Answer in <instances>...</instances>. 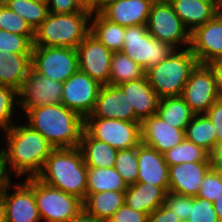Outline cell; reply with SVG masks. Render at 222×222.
Instances as JSON below:
<instances>
[{
    "instance_id": "6da1fadb",
    "label": "cell",
    "mask_w": 222,
    "mask_h": 222,
    "mask_svg": "<svg viewBox=\"0 0 222 222\" xmlns=\"http://www.w3.org/2000/svg\"><path fill=\"white\" fill-rule=\"evenodd\" d=\"M5 131L8 146L7 149L0 151V161L6 177L10 179L8 175L10 170L16 172L18 176L29 173V178L36 177L41 172L47 157L55 149L54 146L29 125L16 124ZM6 166H10V169L8 170Z\"/></svg>"
},
{
    "instance_id": "7a4b0ae2",
    "label": "cell",
    "mask_w": 222,
    "mask_h": 222,
    "mask_svg": "<svg viewBox=\"0 0 222 222\" xmlns=\"http://www.w3.org/2000/svg\"><path fill=\"white\" fill-rule=\"evenodd\" d=\"M28 125L38 131L54 148L79 147L85 119L63 104L28 109Z\"/></svg>"
},
{
    "instance_id": "3957f363",
    "label": "cell",
    "mask_w": 222,
    "mask_h": 222,
    "mask_svg": "<svg viewBox=\"0 0 222 222\" xmlns=\"http://www.w3.org/2000/svg\"><path fill=\"white\" fill-rule=\"evenodd\" d=\"M36 178L82 201L86 198L87 166L79 147L55 148Z\"/></svg>"
},
{
    "instance_id": "277c9868",
    "label": "cell",
    "mask_w": 222,
    "mask_h": 222,
    "mask_svg": "<svg viewBox=\"0 0 222 222\" xmlns=\"http://www.w3.org/2000/svg\"><path fill=\"white\" fill-rule=\"evenodd\" d=\"M92 15L94 14L89 7L84 11L69 14L49 12L47 18L35 30L33 46L77 49L90 33V26H87V23Z\"/></svg>"
},
{
    "instance_id": "5b68a950",
    "label": "cell",
    "mask_w": 222,
    "mask_h": 222,
    "mask_svg": "<svg viewBox=\"0 0 222 222\" xmlns=\"http://www.w3.org/2000/svg\"><path fill=\"white\" fill-rule=\"evenodd\" d=\"M198 64L197 58L189 47L182 52L175 49L159 64L148 69L145 74L159 98L181 96L190 74Z\"/></svg>"
},
{
    "instance_id": "8992f818",
    "label": "cell",
    "mask_w": 222,
    "mask_h": 222,
    "mask_svg": "<svg viewBox=\"0 0 222 222\" xmlns=\"http://www.w3.org/2000/svg\"><path fill=\"white\" fill-rule=\"evenodd\" d=\"M175 48L155 39L148 33L146 25L125 28L122 52L146 72L168 57Z\"/></svg>"
},
{
    "instance_id": "52a82bcc",
    "label": "cell",
    "mask_w": 222,
    "mask_h": 222,
    "mask_svg": "<svg viewBox=\"0 0 222 222\" xmlns=\"http://www.w3.org/2000/svg\"><path fill=\"white\" fill-rule=\"evenodd\" d=\"M79 69L77 49L70 47L33 46L31 70L64 83Z\"/></svg>"
},
{
    "instance_id": "ba28073f",
    "label": "cell",
    "mask_w": 222,
    "mask_h": 222,
    "mask_svg": "<svg viewBox=\"0 0 222 222\" xmlns=\"http://www.w3.org/2000/svg\"><path fill=\"white\" fill-rule=\"evenodd\" d=\"M33 192L40 219L47 222H67L83 209L76 196L44 184L33 177Z\"/></svg>"
},
{
    "instance_id": "9c48e42d",
    "label": "cell",
    "mask_w": 222,
    "mask_h": 222,
    "mask_svg": "<svg viewBox=\"0 0 222 222\" xmlns=\"http://www.w3.org/2000/svg\"><path fill=\"white\" fill-rule=\"evenodd\" d=\"M146 27L155 39L170 44L173 48L178 43L190 45V32L168 0H155L152 3Z\"/></svg>"
},
{
    "instance_id": "30bf717a",
    "label": "cell",
    "mask_w": 222,
    "mask_h": 222,
    "mask_svg": "<svg viewBox=\"0 0 222 222\" xmlns=\"http://www.w3.org/2000/svg\"><path fill=\"white\" fill-rule=\"evenodd\" d=\"M141 122L118 119L85 118V130L97 140L117 150L130 149L141 143Z\"/></svg>"
},
{
    "instance_id": "8fae6325",
    "label": "cell",
    "mask_w": 222,
    "mask_h": 222,
    "mask_svg": "<svg viewBox=\"0 0 222 222\" xmlns=\"http://www.w3.org/2000/svg\"><path fill=\"white\" fill-rule=\"evenodd\" d=\"M101 86L78 69L63 83L61 104L85 119L94 109Z\"/></svg>"
},
{
    "instance_id": "7c38bea8",
    "label": "cell",
    "mask_w": 222,
    "mask_h": 222,
    "mask_svg": "<svg viewBox=\"0 0 222 222\" xmlns=\"http://www.w3.org/2000/svg\"><path fill=\"white\" fill-rule=\"evenodd\" d=\"M181 97L195 114H205L220 99L214 74L207 64H198L192 71Z\"/></svg>"
},
{
    "instance_id": "4fadbf2b",
    "label": "cell",
    "mask_w": 222,
    "mask_h": 222,
    "mask_svg": "<svg viewBox=\"0 0 222 222\" xmlns=\"http://www.w3.org/2000/svg\"><path fill=\"white\" fill-rule=\"evenodd\" d=\"M79 70L100 85H108L113 51L89 33L77 46Z\"/></svg>"
},
{
    "instance_id": "5bb4252c",
    "label": "cell",
    "mask_w": 222,
    "mask_h": 222,
    "mask_svg": "<svg viewBox=\"0 0 222 222\" xmlns=\"http://www.w3.org/2000/svg\"><path fill=\"white\" fill-rule=\"evenodd\" d=\"M63 83L39 75L32 70L26 77L24 85L18 91L23 97L17 103L25 112L34 107L61 104Z\"/></svg>"
},
{
    "instance_id": "9a60e30c",
    "label": "cell",
    "mask_w": 222,
    "mask_h": 222,
    "mask_svg": "<svg viewBox=\"0 0 222 222\" xmlns=\"http://www.w3.org/2000/svg\"><path fill=\"white\" fill-rule=\"evenodd\" d=\"M189 48L199 64L222 59V11L190 33Z\"/></svg>"
},
{
    "instance_id": "2e32d148",
    "label": "cell",
    "mask_w": 222,
    "mask_h": 222,
    "mask_svg": "<svg viewBox=\"0 0 222 222\" xmlns=\"http://www.w3.org/2000/svg\"><path fill=\"white\" fill-rule=\"evenodd\" d=\"M86 118L118 119L129 122H141L126 94L111 84L102 85L92 113Z\"/></svg>"
},
{
    "instance_id": "e0dca14e",
    "label": "cell",
    "mask_w": 222,
    "mask_h": 222,
    "mask_svg": "<svg viewBox=\"0 0 222 222\" xmlns=\"http://www.w3.org/2000/svg\"><path fill=\"white\" fill-rule=\"evenodd\" d=\"M10 179L6 181L2 192L6 203V222H38L40 219L33 192V177H27L22 185H15V193L10 196L7 189Z\"/></svg>"
},
{
    "instance_id": "ac0fdd59",
    "label": "cell",
    "mask_w": 222,
    "mask_h": 222,
    "mask_svg": "<svg viewBox=\"0 0 222 222\" xmlns=\"http://www.w3.org/2000/svg\"><path fill=\"white\" fill-rule=\"evenodd\" d=\"M140 130L141 142L164 154L183 141L186 129L172 127L154 114L141 122Z\"/></svg>"
},
{
    "instance_id": "d6986e66",
    "label": "cell",
    "mask_w": 222,
    "mask_h": 222,
    "mask_svg": "<svg viewBox=\"0 0 222 222\" xmlns=\"http://www.w3.org/2000/svg\"><path fill=\"white\" fill-rule=\"evenodd\" d=\"M210 169V162H187L169 166L168 192L197 196L204 176Z\"/></svg>"
},
{
    "instance_id": "ffe728a7",
    "label": "cell",
    "mask_w": 222,
    "mask_h": 222,
    "mask_svg": "<svg viewBox=\"0 0 222 222\" xmlns=\"http://www.w3.org/2000/svg\"><path fill=\"white\" fill-rule=\"evenodd\" d=\"M137 157L139 166L137 182L151 183L168 192L169 166L163 154L141 142L137 146Z\"/></svg>"
},
{
    "instance_id": "44dd1931",
    "label": "cell",
    "mask_w": 222,
    "mask_h": 222,
    "mask_svg": "<svg viewBox=\"0 0 222 222\" xmlns=\"http://www.w3.org/2000/svg\"><path fill=\"white\" fill-rule=\"evenodd\" d=\"M118 87L128 97L136 117L141 122L156 114L160 98L149 84L146 74L142 78L127 81Z\"/></svg>"
},
{
    "instance_id": "7402d4cb",
    "label": "cell",
    "mask_w": 222,
    "mask_h": 222,
    "mask_svg": "<svg viewBox=\"0 0 222 222\" xmlns=\"http://www.w3.org/2000/svg\"><path fill=\"white\" fill-rule=\"evenodd\" d=\"M155 0H121L107 6L101 14L122 27L146 25Z\"/></svg>"
},
{
    "instance_id": "603a6c76",
    "label": "cell",
    "mask_w": 222,
    "mask_h": 222,
    "mask_svg": "<svg viewBox=\"0 0 222 222\" xmlns=\"http://www.w3.org/2000/svg\"><path fill=\"white\" fill-rule=\"evenodd\" d=\"M174 12L179 16L189 32L212 20L220 11V2H204L201 0H168Z\"/></svg>"
},
{
    "instance_id": "cb8c5ba5",
    "label": "cell",
    "mask_w": 222,
    "mask_h": 222,
    "mask_svg": "<svg viewBox=\"0 0 222 222\" xmlns=\"http://www.w3.org/2000/svg\"><path fill=\"white\" fill-rule=\"evenodd\" d=\"M167 192L160 186L151 183L136 182L125 191V204L133 210L152 213L164 204Z\"/></svg>"
},
{
    "instance_id": "d4e9b609",
    "label": "cell",
    "mask_w": 222,
    "mask_h": 222,
    "mask_svg": "<svg viewBox=\"0 0 222 222\" xmlns=\"http://www.w3.org/2000/svg\"><path fill=\"white\" fill-rule=\"evenodd\" d=\"M30 71L31 54H3L0 51V84L12 87L18 92Z\"/></svg>"
},
{
    "instance_id": "484cf974",
    "label": "cell",
    "mask_w": 222,
    "mask_h": 222,
    "mask_svg": "<svg viewBox=\"0 0 222 222\" xmlns=\"http://www.w3.org/2000/svg\"><path fill=\"white\" fill-rule=\"evenodd\" d=\"M79 149L87 167L114 168L118 150L93 138L85 129L81 136Z\"/></svg>"
},
{
    "instance_id": "4316f807",
    "label": "cell",
    "mask_w": 222,
    "mask_h": 222,
    "mask_svg": "<svg viewBox=\"0 0 222 222\" xmlns=\"http://www.w3.org/2000/svg\"><path fill=\"white\" fill-rule=\"evenodd\" d=\"M125 203V191H104L86 194L83 209L97 219L107 222Z\"/></svg>"
},
{
    "instance_id": "83f0119b",
    "label": "cell",
    "mask_w": 222,
    "mask_h": 222,
    "mask_svg": "<svg viewBox=\"0 0 222 222\" xmlns=\"http://www.w3.org/2000/svg\"><path fill=\"white\" fill-rule=\"evenodd\" d=\"M156 114L170 126L186 129L195 113L181 96L160 98Z\"/></svg>"
},
{
    "instance_id": "f1b7e54d",
    "label": "cell",
    "mask_w": 222,
    "mask_h": 222,
    "mask_svg": "<svg viewBox=\"0 0 222 222\" xmlns=\"http://www.w3.org/2000/svg\"><path fill=\"white\" fill-rule=\"evenodd\" d=\"M90 33L113 52L123 50L125 27L106 19L101 13H95Z\"/></svg>"
},
{
    "instance_id": "f546056e",
    "label": "cell",
    "mask_w": 222,
    "mask_h": 222,
    "mask_svg": "<svg viewBox=\"0 0 222 222\" xmlns=\"http://www.w3.org/2000/svg\"><path fill=\"white\" fill-rule=\"evenodd\" d=\"M185 138L209 154L216 147V129L206 114H195L185 130Z\"/></svg>"
},
{
    "instance_id": "4dcf8cb0",
    "label": "cell",
    "mask_w": 222,
    "mask_h": 222,
    "mask_svg": "<svg viewBox=\"0 0 222 222\" xmlns=\"http://www.w3.org/2000/svg\"><path fill=\"white\" fill-rule=\"evenodd\" d=\"M127 187L115 168L87 167L86 194L104 191H126Z\"/></svg>"
},
{
    "instance_id": "1f68e13d",
    "label": "cell",
    "mask_w": 222,
    "mask_h": 222,
    "mask_svg": "<svg viewBox=\"0 0 222 222\" xmlns=\"http://www.w3.org/2000/svg\"><path fill=\"white\" fill-rule=\"evenodd\" d=\"M144 75V69L122 51L113 53L111 58L109 84L118 86L127 81L142 78Z\"/></svg>"
},
{
    "instance_id": "d6a6232c",
    "label": "cell",
    "mask_w": 222,
    "mask_h": 222,
    "mask_svg": "<svg viewBox=\"0 0 222 222\" xmlns=\"http://www.w3.org/2000/svg\"><path fill=\"white\" fill-rule=\"evenodd\" d=\"M163 156L168 166L187 162H210L209 153L186 138Z\"/></svg>"
},
{
    "instance_id": "836d02e7",
    "label": "cell",
    "mask_w": 222,
    "mask_h": 222,
    "mask_svg": "<svg viewBox=\"0 0 222 222\" xmlns=\"http://www.w3.org/2000/svg\"><path fill=\"white\" fill-rule=\"evenodd\" d=\"M7 7L25 19L34 31L49 14L47 2L9 0Z\"/></svg>"
},
{
    "instance_id": "e575fe53",
    "label": "cell",
    "mask_w": 222,
    "mask_h": 222,
    "mask_svg": "<svg viewBox=\"0 0 222 222\" xmlns=\"http://www.w3.org/2000/svg\"><path fill=\"white\" fill-rule=\"evenodd\" d=\"M114 168L127 186L135 184L139 173L137 146L118 150Z\"/></svg>"
},
{
    "instance_id": "d590c367",
    "label": "cell",
    "mask_w": 222,
    "mask_h": 222,
    "mask_svg": "<svg viewBox=\"0 0 222 222\" xmlns=\"http://www.w3.org/2000/svg\"><path fill=\"white\" fill-rule=\"evenodd\" d=\"M34 35H20L0 29V51L15 54H32Z\"/></svg>"
},
{
    "instance_id": "8d00e7d4",
    "label": "cell",
    "mask_w": 222,
    "mask_h": 222,
    "mask_svg": "<svg viewBox=\"0 0 222 222\" xmlns=\"http://www.w3.org/2000/svg\"><path fill=\"white\" fill-rule=\"evenodd\" d=\"M0 29L20 35H35V31L25 19L7 6L0 7Z\"/></svg>"
},
{
    "instance_id": "74e56055",
    "label": "cell",
    "mask_w": 222,
    "mask_h": 222,
    "mask_svg": "<svg viewBox=\"0 0 222 222\" xmlns=\"http://www.w3.org/2000/svg\"><path fill=\"white\" fill-rule=\"evenodd\" d=\"M186 222H219L213 202L194 196Z\"/></svg>"
},
{
    "instance_id": "f35d334b",
    "label": "cell",
    "mask_w": 222,
    "mask_h": 222,
    "mask_svg": "<svg viewBox=\"0 0 222 222\" xmlns=\"http://www.w3.org/2000/svg\"><path fill=\"white\" fill-rule=\"evenodd\" d=\"M222 193V173L214 169H210L204 176L201 188L197 197L207 199L211 202L217 200Z\"/></svg>"
},
{
    "instance_id": "ab89813d",
    "label": "cell",
    "mask_w": 222,
    "mask_h": 222,
    "mask_svg": "<svg viewBox=\"0 0 222 222\" xmlns=\"http://www.w3.org/2000/svg\"><path fill=\"white\" fill-rule=\"evenodd\" d=\"M16 96H18V92L14 88L0 84V126L4 128L3 130L12 127L9 122Z\"/></svg>"
},
{
    "instance_id": "60d3db41",
    "label": "cell",
    "mask_w": 222,
    "mask_h": 222,
    "mask_svg": "<svg viewBox=\"0 0 222 222\" xmlns=\"http://www.w3.org/2000/svg\"><path fill=\"white\" fill-rule=\"evenodd\" d=\"M164 205L179 216L182 222L189 217L190 206H193V197L167 192Z\"/></svg>"
},
{
    "instance_id": "b9f144b4",
    "label": "cell",
    "mask_w": 222,
    "mask_h": 222,
    "mask_svg": "<svg viewBox=\"0 0 222 222\" xmlns=\"http://www.w3.org/2000/svg\"><path fill=\"white\" fill-rule=\"evenodd\" d=\"M47 4L49 12L55 14L81 12L88 7L84 0H47Z\"/></svg>"
},
{
    "instance_id": "7bdbcfd3",
    "label": "cell",
    "mask_w": 222,
    "mask_h": 222,
    "mask_svg": "<svg viewBox=\"0 0 222 222\" xmlns=\"http://www.w3.org/2000/svg\"><path fill=\"white\" fill-rule=\"evenodd\" d=\"M148 214L133 210L125 203L107 222H147Z\"/></svg>"
},
{
    "instance_id": "ee69618b",
    "label": "cell",
    "mask_w": 222,
    "mask_h": 222,
    "mask_svg": "<svg viewBox=\"0 0 222 222\" xmlns=\"http://www.w3.org/2000/svg\"><path fill=\"white\" fill-rule=\"evenodd\" d=\"M216 129V145L222 142V99L214 102L205 113Z\"/></svg>"
},
{
    "instance_id": "f6af8a7d",
    "label": "cell",
    "mask_w": 222,
    "mask_h": 222,
    "mask_svg": "<svg viewBox=\"0 0 222 222\" xmlns=\"http://www.w3.org/2000/svg\"><path fill=\"white\" fill-rule=\"evenodd\" d=\"M147 222H182L179 216L168 209L164 204L148 215Z\"/></svg>"
},
{
    "instance_id": "bcb514c9",
    "label": "cell",
    "mask_w": 222,
    "mask_h": 222,
    "mask_svg": "<svg viewBox=\"0 0 222 222\" xmlns=\"http://www.w3.org/2000/svg\"><path fill=\"white\" fill-rule=\"evenodd\" d=\"M215 77L217 94L222 99V59H216L207 64Z\"/></svg>"
},
{
    "instance_id": "7dc6e473",
    "label": "cell",
    "mask_w": 222,
    "mask_h": 222,
    "mask_svg": "<svg viewBox=\"0 0 222 222\" xmlns=\"http://www.w3.org/2000/svg\"><path fill=\"white\" fill-rule=\"evenodd\" d=\"M211 169L222 173V142L218 143L209 154Z\"/></svg>"
},
{
    "instance_id": "c3c4849f",
    "label": "cell",
    "mask_w": 222,
    "mask_h": 222,
    "mask_svg": "<svg viewBox=\"0 0 222 222\" xmlns=\"http://www.w3.org/2000/svg\"><path fill=\"white\" fill-rule=\"evenodd\" d=\"M121 0H89L87 6L92 10V13H101L107 6L112 3L118 2Z\"/></svg>"
},
{
    "instance_id": "681fc988",
    "label": "cell",
    "mask_w": 222,
    "mask_h": 222,
    "mask_svg": "<svg viewBox=\"0 0 222 222\" xmlns=\"http://www.w3.org/2000/svg\"><path fill=\"white\" fill-rule=\"evenodd\" d=\"M67 222H103L93 215L88 214L84 209H82L77 215L69 219Z\"/></svg>"
},
{
    "instance_id": "f907efd6",
    "label": "cell",
    "mask_w": 222,
    "mask_h": 222,
    "mask_svg": "<svg viewBox=\"0 0 222 222\" xmlns=\"http://www.w3.org/2000/svg\"><path fill=\"white\" fill-rule=\"evenodd\" d=\"M0 222H6V203L3 192H0Z\"/></svg>"
},
{
    "instance_id": "816d5d0a",
    "label": "cell",
    "mask_w": 222,
    "mask_h": 222,
    "mask_svg": "<svg viewBox=\"0 0 222 222\" xmlns=\"http://www.w3.org/2000/svg\"><path fill=\"white\" fill-rule=\"evenodd\" d=\"M219 222H222V193L218 196L217 200L213 202Z\"/></svg>"
},
{
    "instance_id": "f5cc1de1",
    "label": "cell",
    "mask_w": 222,
    "mask_h": 222,
    "mask_svg": "<svg viewBox=\"0 0 222 222\" xmlns=\"http://www.w3.org/2000/svg\"><path fill=\"white\" fill-rule=\"evenodd\" d=\"M7 180H8V178L6 177V174L4 172V169H3L1 161H0V192H2L3 186Z\"/></svg>"
},
{
    "instance_id": "db71d44e",
    "label": "cell",
    "mask_w": 222,
    "mask_h": 222,
    "mask_svg": "<svg viewBox=\"0 0 222 222\" xmlns=\"http://www.w3.org/2000/svg\"><path fill=\"white\" fill-rule=\"evenodd\" d=\"M9 3V0H0V7L7 6Z\"/></svg>"
},
{
    "instance_id": "11a10c76",
    "label": "cell",
    "mask_w": 222,
    "mask_h": 222,
    "mask_svg": "<svg viewBox=\"0 0 222 222\" xmlns=\"http://www.w3.org/2000/svg\"><path fill=\"white\" fill-rule=\"evenodd\" d=\"M201 1H204V2H220V0H201Z\"/></svg>"
},
{
    "instance_id": "9f6ffc18",
    "label": "cell",
    "mask_w": 222,
    "mask_h": 222,
    "mask_svg": "<svg viewBox=\"0 0 222 222\" xmlns=\"http://www.w3.org/2000/svg\"><path fill=\"white\" fill-rule=\"evenodd\" d=\"M31 1H36V2H47V0H31Z\"/></svg>"
}]
</instances>
